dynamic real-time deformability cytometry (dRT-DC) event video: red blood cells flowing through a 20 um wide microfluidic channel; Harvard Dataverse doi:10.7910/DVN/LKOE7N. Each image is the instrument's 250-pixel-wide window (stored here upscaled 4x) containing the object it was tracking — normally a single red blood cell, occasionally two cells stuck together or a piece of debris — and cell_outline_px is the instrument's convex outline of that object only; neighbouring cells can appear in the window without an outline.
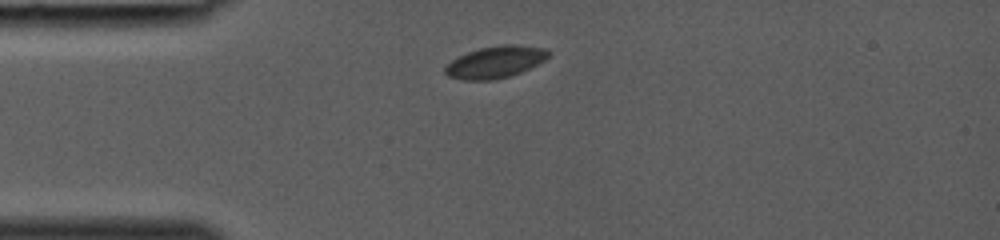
{"species": "common noctule bat (a hibernating species)", "species_latin": "Nyctalus noctula", "temperature_condition": "room temperature", "stored_images_in_passage": 27, "camera_frame_rate_fps": 3000, "um_per_image_px": 0.085, "animal": {"sex": "female", "body_mass_g": 19.0, "forearm_length_mm": 53.3}, "frame": {"image": 1, "passage_image": 1, "time_ms": 0.0, "image_size_px": [1000, 240], "cell_outline_px": [[552, 52], [544, 60], [520, 72], [496, 80], [464, 80], [448, 76], [444, 72], [444, 68], [452, 60], [468, 52], [480, 48], [500, 44], [520, 44], [548, 48]], "centroid_in_image_um": [42.14, 5.25], "position_along_channel_um": 42.9, "area_um2": 19.25}}
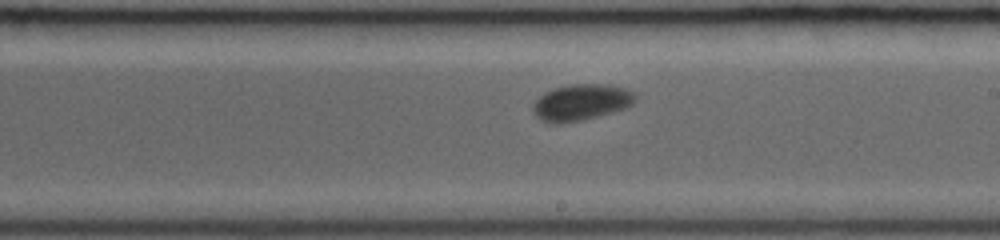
{"frame": {"image": 2, "passage_image": 14, "time_ms": 4.333, "image_size_px": [1000, 240], "cell_outline_px": [[636, 100], [628, 108], [580, 120], [556, 124], [548, 124], [540, 120], [532, 112], [532, 104], [544, 92], [556, 88], [572, 84], [604, 84], [624, 88], [632, 92], [636, 96]], "centroid_in_image_um": [49.37, 8.71], "position_along_channel_um": 239.6, "area_um2": 21.62}}
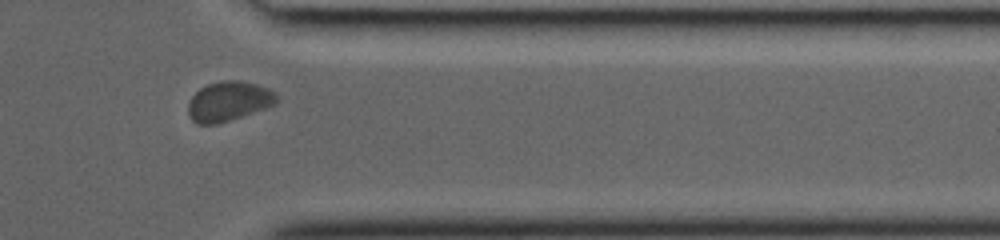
{"frame": {"image": 3, "passage_image": 23, "time_ms": 7.333, "image_size_px": [1000, 240], "cell_outline_px": [[280, 100], [276, 104], [216, 124], [196, 124], [188, 116], [188, 104], [192, 96], [200, 88], [208, 84], [220, 80], [236, 80], [256, 84], [268, 88], [280, 96]], "centroid_in_image_um": [19.44, 8.6], "position_along_channel_um": 392.0, "area_um2": 20.4}}